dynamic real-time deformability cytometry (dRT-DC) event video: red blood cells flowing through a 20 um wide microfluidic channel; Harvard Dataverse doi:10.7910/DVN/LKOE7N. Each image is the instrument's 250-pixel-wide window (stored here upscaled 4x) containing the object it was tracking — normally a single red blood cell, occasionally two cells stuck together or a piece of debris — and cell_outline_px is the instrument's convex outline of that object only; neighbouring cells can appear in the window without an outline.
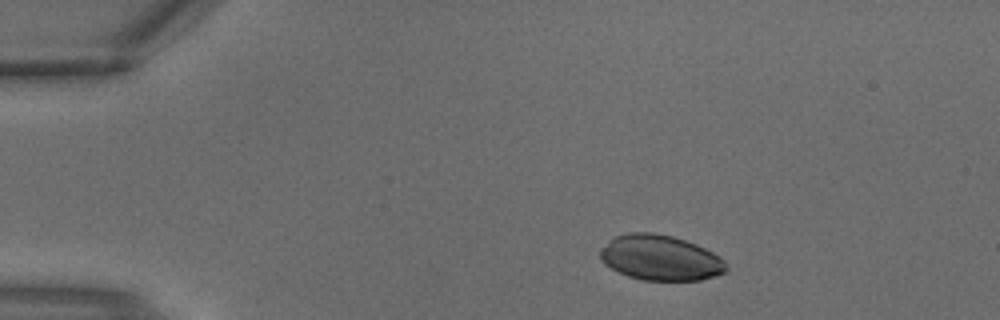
{"species": "common noctule bat (a hibernating species)", "species_latin": "Nyctalus noctula", "temperature_condition": "warm", "stored_images_in_passage": 2, "camera_frame_rate_fps": 3000, "um_per_image_px": 0.085, "animal": {"sex": "male", "body_mass_g": 18.8}, "frame": {"image": 1, "passage_image": 1, "time_ms": 0.0, "image_size_px": [1000, 320], "cell_outline_px": [[728, 268], [724, 272], [700, 280], [644, 280], [628, 276], [604, 264], [600, 260], [600, 248], [616, 236], [628, 232], [652, 232], [672, 236], [696, 244], [712, 252], [724, 260]], "centroid_in_image_um": [56.11, 21.9], "position_along_channel_um": 28.9, "area_um2": 33.06}}